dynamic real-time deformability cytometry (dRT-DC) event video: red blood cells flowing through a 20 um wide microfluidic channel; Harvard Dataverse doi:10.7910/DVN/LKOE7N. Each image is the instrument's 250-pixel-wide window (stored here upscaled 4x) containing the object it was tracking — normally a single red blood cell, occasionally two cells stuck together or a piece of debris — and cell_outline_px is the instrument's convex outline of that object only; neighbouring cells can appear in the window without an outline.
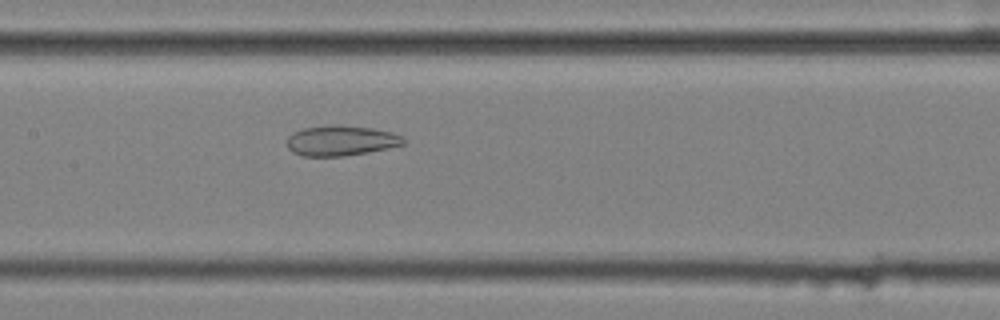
{"species": "common noctule bat (a hibernating species)", "species_latin": "Nyctalus noctula", "temperature_condition": "cold", "stored_images_in_passage": 58, "camera_frame_rate_fps": 3000, "um_per_image_px": 0.085, "animal": {"sex": "female", "body_mass_g": 25.1}, "frame": {"image": 1, "passage_image": 29, "time_ms": 9.333, "image_size_px": [1000, 320], "cell_outline_px": [[404, 144], [388, 148], [368, 152], [344, 156], [300, 156], [292, 152], [288, 148], [288, 136], [292, 132], [304, 128], [332, 124], [336, 124], [372, 128], [392, 132], [400, 136], [404, 140]], "centroid_in_image_um": [28.94, 11.95], "position_along_channel_um": 178.5, "area_um2": 20.58}}
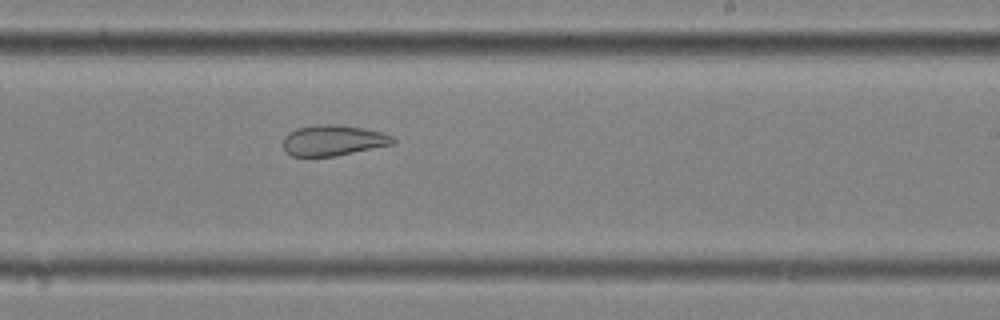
{"frame": {"image": 2, "passage_image": 36, "time_ms": 11.667, "image_size_px": [1000, 320], "cell_outline_px": [[396, 140], [392, 144], [336, 156], [292, 156], [284, 148], [284, 136], [288, 132], [296, 128], [320, 124], [336, 124], [364, 128], [380, 132], [392, 136]], "centroid_in_image_um": [28.3, 11.92], "position_along_channel_um": 260.7, "area_um2": 19.48}}
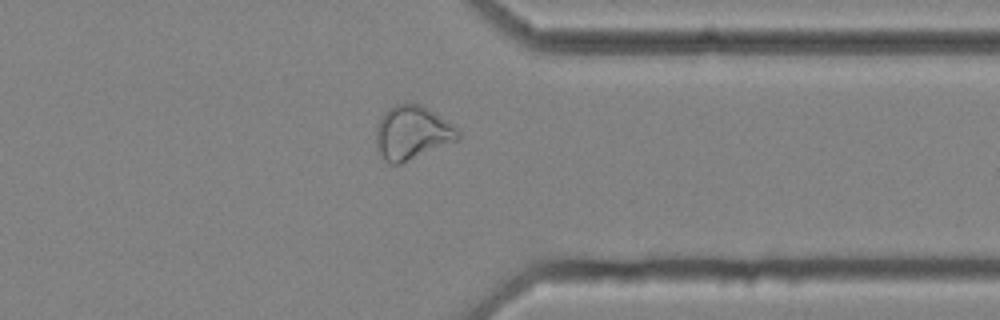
{"frame": {"image": 3, "passage_image": 46, "time_ms": 15.0, "image_size_px": [1000, 320], "cell_outline_px": [[460, 140], [400, 164], [392, 164], [384, 160], [380, 156], [376, 148], [376, 128], [384, 112], [388, 108], [396, 104], [420, 104], [452, 124], [460, 132]], "centroid_in_image_um": [35.02, 11.31], "position_along_channel_um": 376.4, "area_um2": 25.66}, "authors_computed_cell_mechanics": {"area_um2": 27.6862, "velocity_mm_per_s": 3.5381, "shape_relaxation_time_tau1_ms": null, "shape_relaxation_time_tau2_ms": 3.292, "deformation_change_tau1": null, "deformation_change_tau2": 0.1054}}